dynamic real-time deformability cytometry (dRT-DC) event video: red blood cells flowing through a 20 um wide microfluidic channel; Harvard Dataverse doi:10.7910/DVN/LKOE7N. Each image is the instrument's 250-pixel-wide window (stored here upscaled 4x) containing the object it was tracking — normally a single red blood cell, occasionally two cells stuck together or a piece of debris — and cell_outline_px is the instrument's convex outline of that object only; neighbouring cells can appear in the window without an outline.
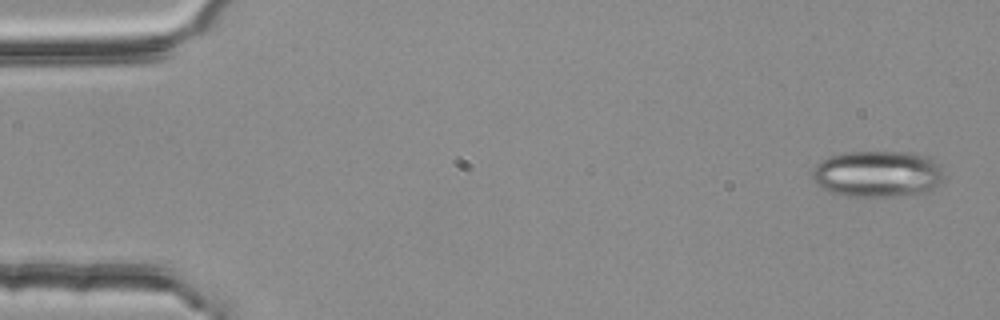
{"species": "common noctule bat (a hibernating species)", "species_latin": "Nyctalus noctula", "temperature_condition": "room temperature", "stored_images_in_passage": 5, "camera_frame_rate_fps": 3000, "um_per_image_px": 0.085, "animal": {"sex": "female", "body_mass_g": 25.1}, "frame": {"image": 1, "passage_image": 1, "time_ms": 0.0, "image_size_px": [1000, 320], "cell_outline_px": [[944, 176], [932, 188], [916, 196], [844, 196], [820, 188], [812, 176], [812, 172], [816, 164], [820, 160], [828, 156], [848, 152], [916, 152], [928, 156], [944, 172]], "centroid_in_image_um": [74.57, 14.78], "position_along_channel_um": 10.4, "area_um2": 35.84}}